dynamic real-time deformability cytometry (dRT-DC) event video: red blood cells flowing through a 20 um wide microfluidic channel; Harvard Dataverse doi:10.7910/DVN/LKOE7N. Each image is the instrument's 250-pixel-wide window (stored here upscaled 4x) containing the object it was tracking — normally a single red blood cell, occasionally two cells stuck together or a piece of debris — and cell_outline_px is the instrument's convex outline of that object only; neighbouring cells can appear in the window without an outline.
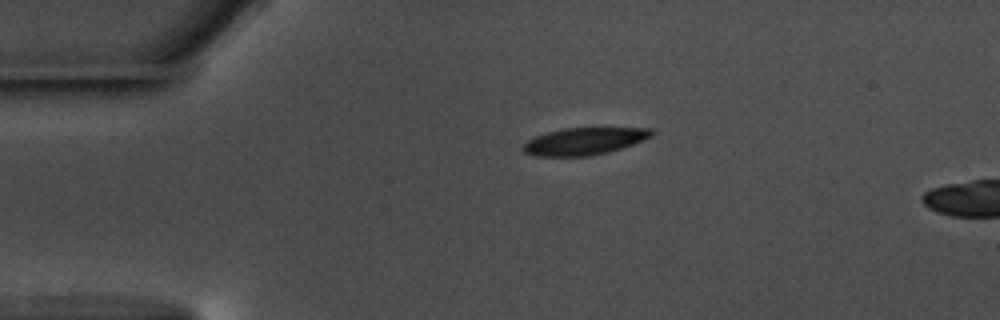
{"species": "common noctule bat (a hibernating species)", "species_latin": "Nyctalus noctula", "temperature_condition": "warm", "stored_images_in_passage": 6, "camera_frame_rate_fps": 3000, "um_per_image_px": 0.085, "animal": {"sex": "male", "body_mass_g": 17.5, "forearm_length_mm": 52.3}, "frame": {"image": 1, "passage_image": 1, "time_ms": 0.0, "image_size_px": [1000, 320], "cell_outline_px": [[656, 132], [652, 136], [632, 144], [608, 152], [588, 156], [536, 156], [524, 152], [520, 148], [528, 140], [536, 136], [548, 132], [564, 128], [652, 128]], "centroid_in_image_um": [49.65, 12.0], "position_along_channel_um": 35.3, "area_um2": 20.23}}